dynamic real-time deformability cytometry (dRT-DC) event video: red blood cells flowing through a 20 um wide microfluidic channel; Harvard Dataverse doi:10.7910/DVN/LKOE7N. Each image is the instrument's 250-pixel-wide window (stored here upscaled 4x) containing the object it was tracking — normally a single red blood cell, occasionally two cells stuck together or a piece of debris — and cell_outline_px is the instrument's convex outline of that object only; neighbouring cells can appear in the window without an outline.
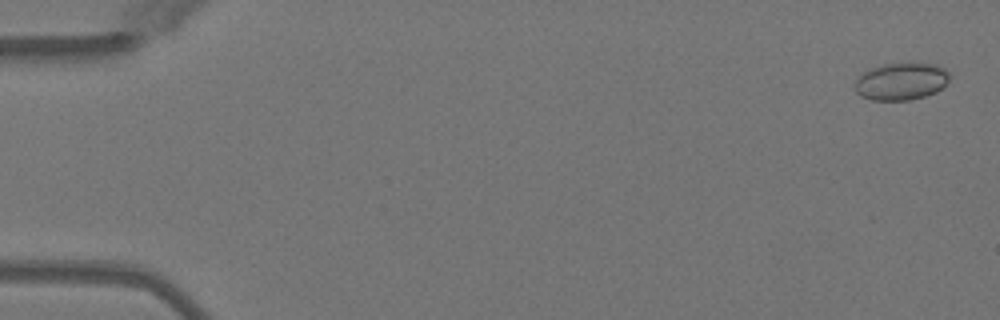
{"species": "Egyptian fruit bat (a non-hibernating species)", "species_latin": "Rousettus aegyptiacus", "temperature_condition": "warm", "stored_images_in_passage": 51, "camera_frame_rate_fps": 3000, "um_per_image_px": 0.085, "animal": {"sex": "female"}, "frame": {"image": 1, "passage_image": 2, "time_ms": 0.333, "image_size_px": [1000, 320], "cell_outline_px": [[952, 76], [936, 92], [924, 96], [908, 100], [872, 100], [860, 96], [856, 92], [856, 80], [868, 68], [880, 64], [908, 60], [936, 64], [944, 68]], "centroid_in_image_um": [76.61, 6.86], "position_along_channel_um": 8.4, "area_um2": 21.21}}
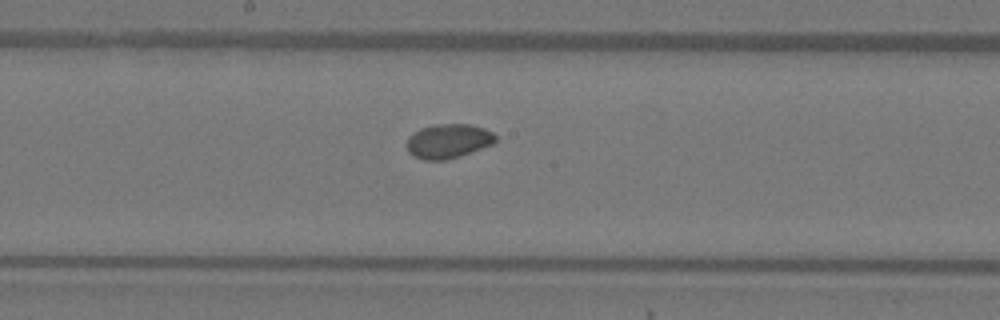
{"frame": {"image": 2, "passage_image": 28, "time_ms": 9.0, "image_size_px": [1000, 320], "cell_outline_px": [[496, 140], [492, 144], [460, 156], [444, 160], [424, 160], [412, 156], [408, 152], [408, 136], [420, 128], [436, 124], [468, 124], [484, 128], [492, 132], [496, 136]], "centroid_in_image_um": [38.09, 11.99], "position_along_channel_um": 210.1, "area_um2": 17.69}}
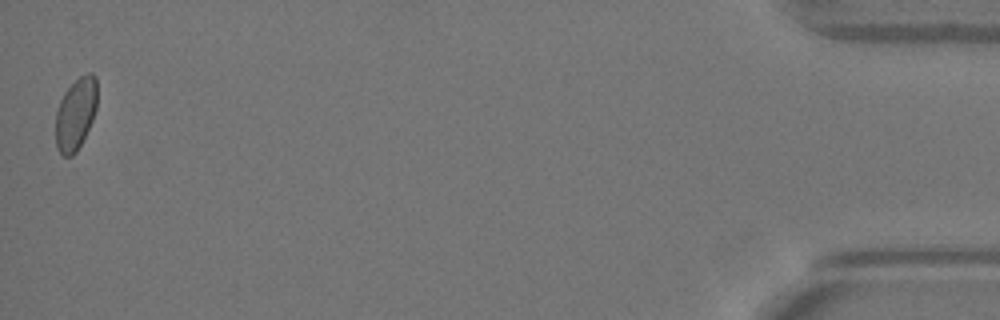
{"frame": {"image": 3, "passage_image": 51, "time_ms": 16.667, "image_size_px": [1000, 320], "cell_outline_px": [[96, 108], [92, 120], [76, 152], [72, 156], [64, 156], [56, 148], [56, 112], [60, 100], [64, 92], [80, 76], [88, 72], [92, 72], [96, 76]], "centroid_in_image_um": [6.42, 9.67], "position_along_channel_um": 428.8, "area_um2": 17.22}, "authors_computed_cell_mechanics": {"area_um2": 17.918, "velocity_mm_per_s": 4.0349, "shape_relaxation_time_tau1_ms": null, "shape_relaxation_time_tau2_ms": 1.103, "deformation_change_tau1": null, "deformation_change_tau2": 0.0351}}